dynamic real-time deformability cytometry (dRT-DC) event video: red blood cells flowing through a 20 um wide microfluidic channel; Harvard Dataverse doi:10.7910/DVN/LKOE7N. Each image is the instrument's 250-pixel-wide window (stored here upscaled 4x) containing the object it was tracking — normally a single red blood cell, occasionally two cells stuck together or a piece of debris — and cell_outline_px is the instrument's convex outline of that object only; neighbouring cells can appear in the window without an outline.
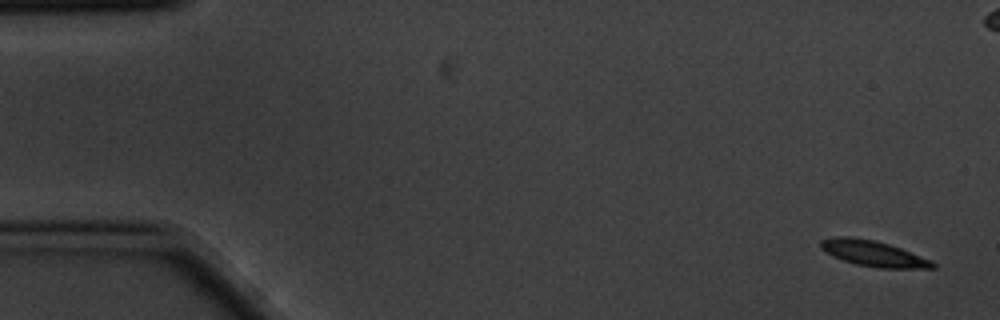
{"species": "common noctule bat (a hibernating species)", "species_latin": "Nyctalus noctula", "temperature_condition": "cold", "stored_images_in_passage": 11, "camera_frame_rate_fps": 3000, "um_per_image_px": 0.085, "animal": {"sex": "male", "body_mass_g": 20.1, "forearm_length_mm": 53.5}, "frame": {"image": 1, "passage_image": 1, "time_ms": 0.0, "image_size_px": [1000, 320], "cell_outline_px": [[936, 268], [880, 268], [856, 264], [832, 256], [820, 248], [820, 240], [836, 236], [852, 236], [872, 240], [888, 244], [900, 248], [932, 260], [936, 264]], "centroid_in_image_um": [74.22, 21.54], "position_along_channel_um": 10.8, "area_um2": 16.7}}
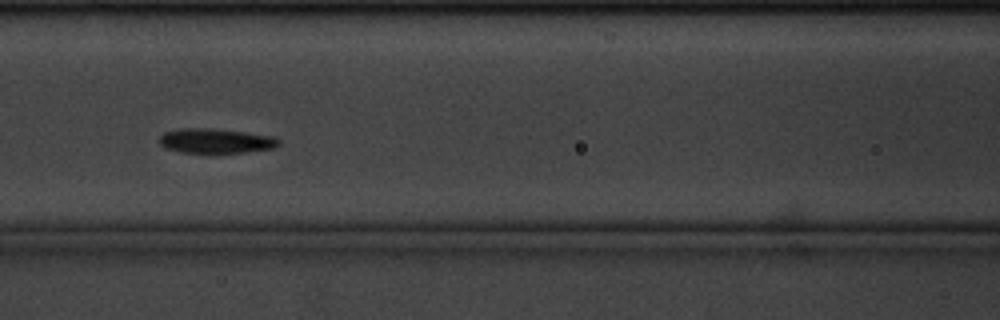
{"frame": {"image": 2, "passage_image": 7, "time_ms": 2.0, "image_size_px": [1000, 320], "cell_outline_px": [[280, 144], [272, 148], [244, 152], [212, 156], [180, 152], [164, 148], [160, 144], [160, 136], [164, 132], [184, 128], [204, 128], [244, 132], [276, 136], [280, 140]], "centroid_in_image_um": [18.32, 12.02], "position_along_channel_um": 148.3, "area_um2": 17.86}}
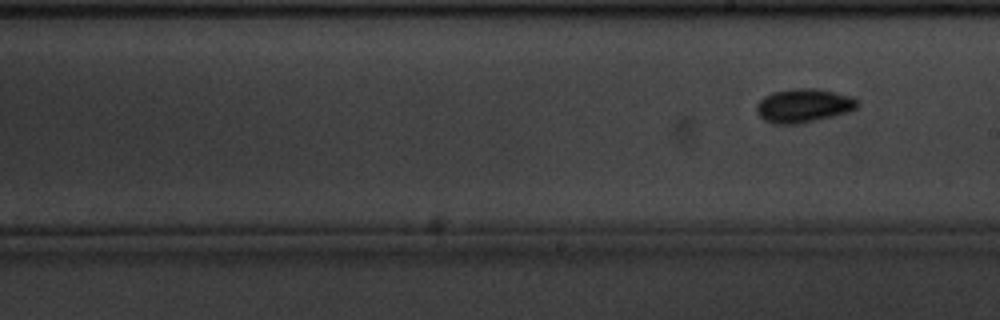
{"frame": {"image": 3, "passage_image": 11, "time_ms": 3.333, "image_size_px": [1000, 320], "cell_outline_px": [[860, 104], [856, 108], [848, 112], [800, 124], [776, 124], [764, 120], [756, 112], [756, 104], [764, 96], [772, 92], [792, 88], [816, 88], [836, 92], [852, 96]], "centroid_in_image_um": [68.29, 8.97], "position_along_channel_um": 220.7, "area_um2": 20.0}}